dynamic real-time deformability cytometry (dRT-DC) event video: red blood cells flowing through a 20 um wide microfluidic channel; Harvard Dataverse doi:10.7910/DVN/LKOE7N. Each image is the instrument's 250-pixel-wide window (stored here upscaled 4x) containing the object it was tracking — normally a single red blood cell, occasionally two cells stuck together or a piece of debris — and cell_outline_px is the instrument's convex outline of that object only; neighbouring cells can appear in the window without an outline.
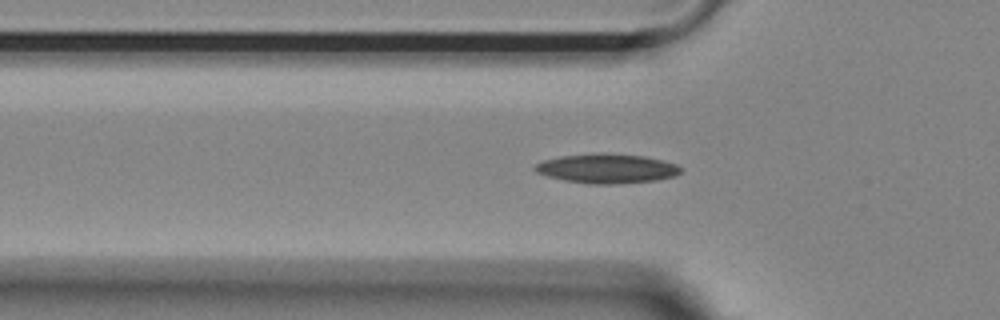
{"species": "Egyptian fruit bat (a non-hibernating species)", "species_latin": "Rousettus aegyptiacus", "temperature_condition": "room temperature", "stored_images_in_passage": 43, "camera_frame_rate_fps": 3000, "um_per_image_px": 0.085, "animal": {"sex": "female"}, "frame": {"image": 1, "passage_image": 9, "time_ms": 2.667, "image_size_px": [1000, 320], "cell_outline_px": [[684, 168], [676, 176], [656, 180], [616, 184], [588, 184], [564, 180], [548, 176], [536, 172], [532, 168], [536, 164], [544, 160], [560, 156], [592, 152], [644, 156], [676, 164]], "centroid_in_image_um": [51.57, 14.32], "position_along_channel_um": 74.2, "area_um2": 25.14}}
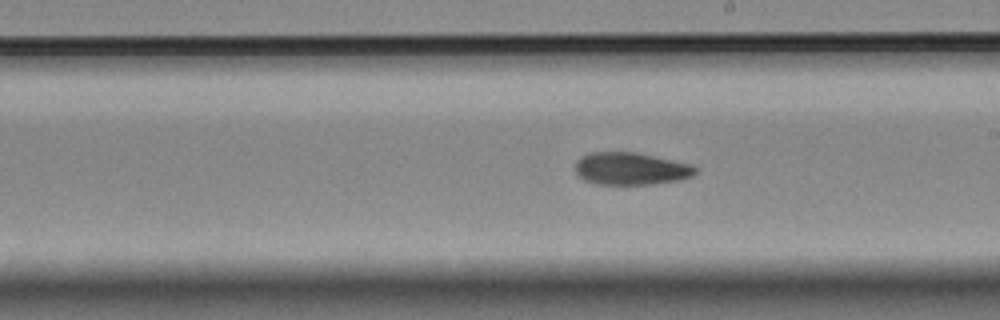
{"frame": {"image": 2, "passage_image": 22, "time_ms": 7.0, "image_size_px": [1000, 320], "cell_outline_px": [[696, 172], [692, 176], [680, 180], [652, 184], [596, 184], [584, 180], [576, 172], [576, 160], [580, 156], [588, 152], [636, 152], [692, 164], [696, 168]], "centroid_in_image_um": [53.61, 14.33], "position_along_channel_um": 235.4, "area_um2": 22.77}}
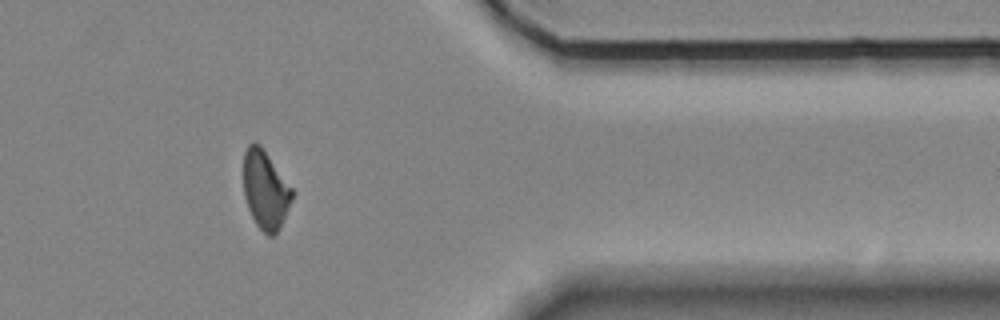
{"frame": {"image": 3, "passage_image": 36, "time_ms": 11.667, "image_size_px": [1000, 320], "cell_outline_px": [[292, 200], [276, 232], [272, 236], [268, 236], [256, 224], [248, 208], [244, 196], [244, 152], [248, 144], [252, 140], [256, 140], [260, 144], [292, 188]], "centroid_in_image_um": [22.52, 16.08], "position_along_channel_um": 388.9, "area_um2": 21.91}, "authors_computed_cell_mechanics": {"area_um2": 22.831, "velocity_mm_per_s": 3.6906, "shape_relaxation_time_tau1_ms": null, "shape_relaxation_time_tau2_ms": 6.2186, "deformation_change_tau1": null, "deformation_change_tau2": 0.1346}}